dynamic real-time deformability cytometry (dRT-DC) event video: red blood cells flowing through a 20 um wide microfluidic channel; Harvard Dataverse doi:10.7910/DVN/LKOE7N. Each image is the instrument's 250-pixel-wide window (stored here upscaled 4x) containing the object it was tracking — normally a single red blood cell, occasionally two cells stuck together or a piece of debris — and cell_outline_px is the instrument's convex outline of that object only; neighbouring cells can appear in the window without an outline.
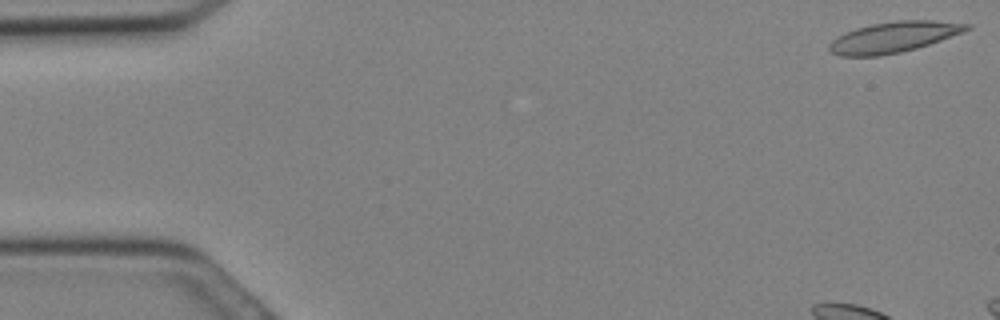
{"species": "Egyptian fruit bat (a non-hibernating species)", "species_latin": "Rousettus aegyptiacus", "temperature_condition": "cold", "stored_images_in_passage": 5, "camera_frame_rate_fps": 3000, "um_per_image_px": 0.085, "animal": {"sex": "female"}, "frame": {"image": 1, "passage_image": 1, "time_ms": 0.0, "image_size_px": [1000, 320], "cell_outline_px": [[972, 28], [964, 32], [916, 48], [900, 52], [880, 56], [840, 56], [832, 52], [828, 48], [828, 44], [836, 36], [844, 32], [856, 28], [872, 24], [896, 20], [932, 20], [972, 24]], "centroid_in_image_um": [75.95, 3.15], "position_along_channel_um": 9.1, "area_um2": 24.68}}